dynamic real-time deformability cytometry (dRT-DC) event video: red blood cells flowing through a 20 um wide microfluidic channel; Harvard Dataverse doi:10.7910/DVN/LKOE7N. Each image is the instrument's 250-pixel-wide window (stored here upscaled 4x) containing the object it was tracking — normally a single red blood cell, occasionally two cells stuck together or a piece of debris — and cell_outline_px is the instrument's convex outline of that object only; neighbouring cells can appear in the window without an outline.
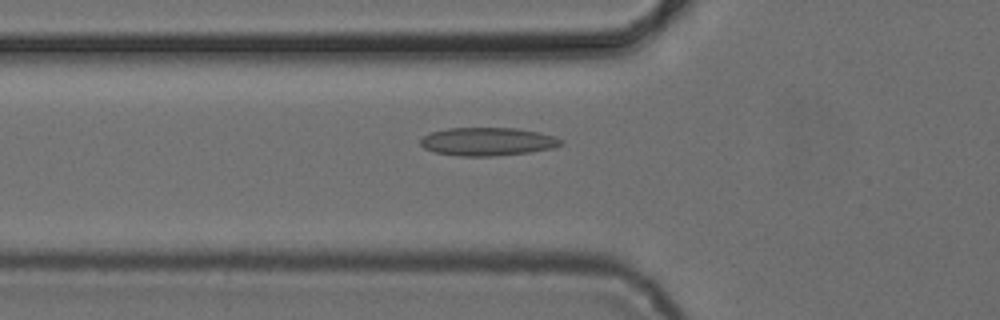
{"species": "common noctule bat (a hibernating species)", "species_latin": "Nyctalus noctula", "temperature_condition": "cold", "stored_images_in_passage": 47, "camera_frame_rate_fps": 3000, "um_per_image_px": 0.085, "animal": {"sex": "female", "body_mass_g": 24.6, "forearm_length_mm": 56.2}, "frame": {"image": 1, "passage_image": 13, "time_ms": 4.0, "image_size_px": [1000, 320], "cell_outline_px": [[564, 144], [552, 148], [532, 152], [496, 156], [460, 156], [436, 152], [424, 148], [420, 144], [420, 140], [424, 136], [432, 132], [448, 128], [516, 128], [540, 132], [556, 136], [564, 140]], "centroid_in_image_um": [41.51, 12.03], "position_along_channel_um": 84.3, "area_um2": 23.24}}
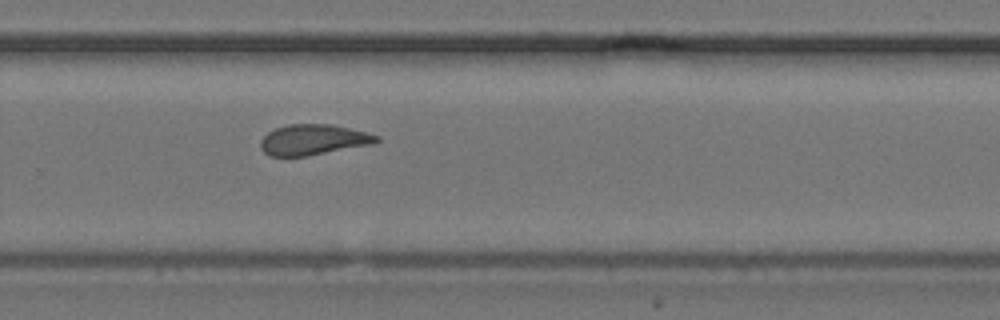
{"frame": {"image": 2, "passage_image": 30, "time_ms": 9.667, "image_size_px": [1000, 320], "cell_outline_px": [[380, 140], [376, 144], [308, 156], [268, 156], [260, 148], [260, 140], [268, 132], [276, 128], [288, 124], [332, 124], [380, 136]], "centroid_in_image_um": [26.64, 11.89], "position_along_channel_um": 303.2, "area_um2": 20.87}}
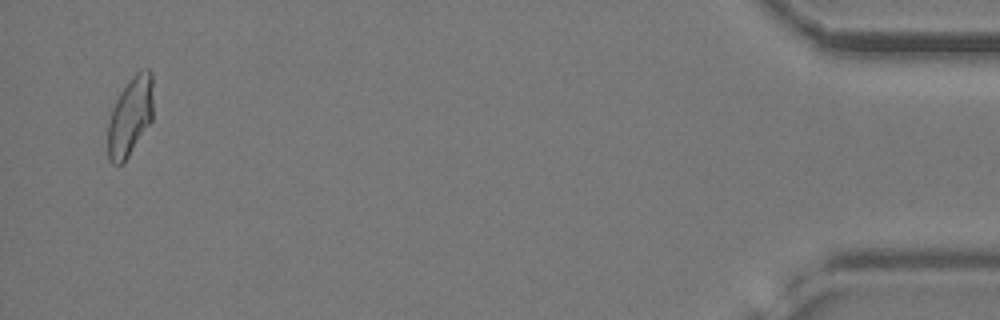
{"frame": {"image": 3, "passage_image": 46, "time_ms": 15.0, "image_size_px": [1000, 320], "cell_outline_px": [[152, 120], [124, 164], [112, 164], [108, 160], [108, 124], [112, 108], [120, 92], [128, 80], [140, 68], [148, 68], [152, 72]], "centroid_in_image_um": [11.06, 9.89], "position_along_channel_um": 424.1, "area_um2": 21.15}, "authors_computed_cell_mechanics": {"area_um2": 21.2704, "velocity_mm_per_s": 3.8592, "shape_relaxation_time_tau1_ms": null, "shape_relaxation_time_tau2_ms": 2.4315, "deformation_change_tau1": null, "deformation_change_tau2": 0.0944}}